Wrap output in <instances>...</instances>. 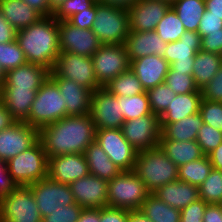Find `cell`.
<instances>
[{"mask_svg":"<svg viewBox=\"0 0 222 222\" xmlns=\"http://www.w3.org/2000/svg\"><path fill=\"white\" fill-rule=\"evenodd\" d=\"M96 128L90 114L66 116L39 130V140L48 158L68 154H84L95 141Z\"/></svg>","mask_w":222,"mask_h":222,"instance_id":"6da1fadb","label":"cell"},{"mask_svg":"<svg viewBox=\"0 0 222 222\" xmlns=\"http://www.w3.org/2000/svg\"><path fill=\"white\" fill-rule=\"evenodd\" d=\"M16 41L27 63L42 65L51 71L60 53L58 21L53 16L42 17L17 31Z\"/></svg>","mask_w":222,"mask_h":222,"instance_id":"7a4b0ae2","label":"cell"},{"mask_svg":"<svg viewBox=\"0 0 222 222\" xmlns=\"http://www.w3.org/2000/svg\"><path fill=\"white\" fill-rule=\"evenodd\" d=\"M133 171L150 193L178 180V166L166 156L160 146L138 152Z\"/></svg>","mask_w":222,"mask_h":222,"instance_id":"3957f363","label":"cell"},{"mask_svg":"<svg viewBox=\"0 0 222 222\" xmlns=\"http://www.w3.org/2000/svg\"><path fill=\"white\" fill-rule=\"evenodd\" d=\"M64 117H66V105L59 92V87L49 76L37 91L25 123L40 130Z\"/></svg>","mask_w":222,"mask_h":222,"instance_id":"277c9868","label":"cell"},{"mask_svg":"<svg viewBox=\"0 0 222 222\" xmlns=\"http://www.w3.org/2000/svg\"><path fill=\"white\" fill-rule=\"evenodd\" d=\"M107 206L127 210H140L151 194L139 176L133 171H121L108 181Z\"/></svg>","mask_w":222,"mask_h":222,"instance_id":"5b68a950","label":"cell"},{"mask_svg":"<svg viewBox=\"0 0 222 222\" xmlns=\"http://www.w3.org/2000/svg\"><path fill=\"white\" fill-rule=\"evenodd\" d=\"M92 31L102 45L124 44L129 33L128 10L96 1Z\"/></svg>","mask_w":222,"mask_h":222,"instance_id":"8992f818","label":"cell"},{"mask_svg":"<svg viewBox=\"0 0 222 222\" xmlns=\"http://www.w3.org/2000/svg\"><path fill=\"white\" fill-rule=\"evenodd\" d=\"M6 163L9 174L17 186H28L47 178L48 175V156L40 140Z\"/></svg>","mask_w":222,"mask_h":222,"instance_id":"52a82bcc","label":"cell"},{"mask_svg":"<svg viewBox=\"0 0 222 222\" xmlns=\"http://www.w3.org/2000/svg\"><path fill=\"white\" fill-rule=\"evenodd\" d=\"M0 219L4 222H42V216L29 186H17L0 199Z\"/></svg>","mask_w":222,"mask_h":222,"instance_id":"ba28073f","label":"cell"},{"mask_svg":"<svg viewBox=\"0 0 222 222\" xmlns=\"http://www.w3.org/2000/svg\"><path fill=\"white\" fill-rule=\"evenodd\" d=\"M49 76L73 80L92 91L102 88L95 76L92 57L60 52Z\"/></svg>","mask_w":222,"mask_h":222,"instance_id":"9c48e42d","label":"cell"},{"mask_svg":"<svg viewBox=\"0 0 222 222\" xmlns=\"http://www.w3.org/2000/svg\"><path fill=\"white\" fill-rule=\"evenodd\" d=\"M92 60L96 79L102 87L130 69V61L124 44L101 45L92 55Z\"/></svg>","mask_w":222,"mask_h":222,"instance_id":"30bf717a","label":"cell"},{"mask_svg":"<svg viewBox=\"0 0 222 222\" xmlns=\"http://www.w3.org/2000/svg\"><path fill=\"white\" fill-rule=\"evenodd\" d=\"M121 129L124 138L138 152L159 146L162 128L158 115L151 113L124 121Z\"/></svg>","mask_w":222,"mask_h":222,"instance_id":"8fae6325","label":"cell"},{"mask_svg":"<svg viewBox=\"0 0 222 222\" xmlns=\"http://www.w3.org/2000/svg\"><path fill=\"white\" fill-rule=\"evenodd\" d=\"M28 186L33 192L42 218L63 206L76 203L69 185L55 182L48 177Z\"/></svg>","mask_w":222,"mask_h":222,"instance_id":"7c38bea8","label":"cell"},{"mask_svg":"<svg viewBox=\"0 0 222 222\" xmlns=\"http://www.w3.org/2000/svg\"><path fill=\"white\" fill-rule=\"evenodd\" d=\"M95 140L122 171L134 169L138 151L124 138L121 128L96 129Z\"/></svg>","mask_w":222,"mask_h":222,"instance_id":"4fadbf2b","label":"cell"},{"mask_svg":"<svg viewBox=\"0 0 222 222\" xmlns=\"http://www.w3.org/2000/svg\"><path fill=\"white\" fill-rule=\"evenodd\" d=\"M89 114L96 129L122 128L124 122L118 96L104 87L92 92Z\"/></svg>","mask_w":222,"mask_h":222,"instance_id":"5bb4252c","label":"cell"},{"mask_svg":"<svg viewBox=\"0 0 222 222\" xmlns=\"http://www.w3.org/2000/svg\"><path fill=\"white\" fill-rule=\"evenodd\" d=\"M58 32L60 52L92 57L102 45L92 29L78 28L68 20L58 21Z\"/></svg>","mask_w":222,"mask_h":222,"instance_id":"9a60e30c","label":"cell"},{"mask_svg":"<svg viewBox=\"0 0 222 222\" xmlns=\"http://www.w3.org/2000/svg\"><path fill=\"white\" fill-rule=\"evenodd\" d=\"M201 41L197 32L185 31L179 40L167 43L163 58L174 71L192 75L195 55L201 50Z\"/></svg>","mask_w":222,"mask_h":222,"instance_id":"2e32d148","label":"cell"},{"mask_svg":"<svg viewBox=\"0 0 222 222\" xmlns=\"http://www.w3.org/2000/svg\"><path fill=\"white\" fill-rule=\"evenodd\" d=\"M39 140V130L25 122H16L0 131V159L4 162L28 150Z\"/></svg>","mask_w":222,"mask_h":222,"instance_id":"e0dca14e","label":"cell"},{"mask_svg":"<svg viewBox=\"0 0 222 222\" xmlns=\"http://www.w3.org/2000/svg\"><path fill=\"white\" fill-rule=\"evenodd\" d=\"M76 203L83 208L100 209L107 206L108 181L88 174L69 184Z\"/></svg>","mask_w":222,"mask_h":222,"instance_id":"ac0fdd59","label":"cell"},{"mask_svg":"<svg viewBox=\"0 0 222 222\" xmlns=\"http://www.w3.org/2000/svg\"><path fill=\"white\" fill-rule=\"evenodd\" d=\"M88 174L84 154L68 153L48 158L47 177L55 182L69 185Z\"/></svg>","mask_w":222,"mask_h":222,"instance_id":"d6986e66","label":"cell"},{"mask_svg":"<svg viewBox=\"0 0 222 222\" xmlns=\"http://www.w3.org/2000/svg\"><path fill=\"white\" fill-rule=\"evenodd\" d=\"M171 5L162 0H138L129 9V31H154Z\"/></svg>","mask_w":222,"mask_h":222,"instance_id":"ffe728a7","label":"cell"},{"mask_svg":"<svg viewBox=\"0 0 222 222\" xmlns=\"http://www.w3.org/2000/svg\"><path fill=\"white\" fill-rule=\"evenodd\" d=\"M59 87L66 105V116H80L90 113L92 90L75 81L60 76H50Z\"/></svg>","mask_w":222,"mask_h":222,"instance_id":"44dd1931","label":"cell"},{"mask_svg":"<svg viewBox=\"0 0 222 222\" xmlns=\"http://www.w3.org/2000/svg\"><path fill=\"white\" fill-rule=\"evenodd\" d=\"M170 64L157 55H150L130 61V70L138 77L145 91L165 82Z\"/></svg>","mask_w":222,"mask_h":222,"instance_id":"7402d4cb","label":"cell"},{"mask_svg":"<svg viewBox=\"0 0 222 222\" xmlns=\"http://www.w3.org/2000/svg\"><path fill=\"white\" fill-rule=\"evenodd\" d=\"M129 61L150 55L163 57L167 43L154 31H129L124 43Z\"/></svg>","mask_w":222,"mask_h":222,"instance_id":"603a6c76","label":"cell"},{"mask_svg":"<svg viewBox=\"0 0 222 222\" xmlns=\"http://www.w3.org/2000/svg\"><path fill=\"white\" fill-rule=\"evenodd\" d=\"M50 70L34 63H26L5 73L1 88L40 89Z\"/></svg>","mask_w":222,"mask_h":222,"instance_id":"cb8c5ba5","label":"cell"},{"mask_svg":"<svg viewBox=\"0 0 222 222\" xmlns=\"http://www.w3.org/2000/svg\"><path fill=\"white\" fill-rule=\"evenodd\" d=\"M152 194L180 211L200 198L199 187L179 180L161 186Z\"/></svg>","mask_w":222,"mask_h":222,"instance_id":"d4e9b609","label":"cell"},{"mask_svg":"<svg viewBox=\"0 0 222 222\" xmlns=\"http://www.w3.org/2000/svg\"><path fill=\"white\" fill-rule=\"evenodd\" d=\"M38 90L1 88L0 101L17 122H26Z\"/></svg>","mask_w":222,"mask_h":222,"instance_id":"484cf974","label":"cell"},{"mask_svg":"<svg viewBox=\"0 0 222 222\" xmlns=\"http://www.w3.org/2000/svg\"><path fill=\"white\" fill-rule=\"evenodd\" d=\"M0 11L16 31L35 24L43 17L23 0H0Z\"/></svg>","mask_w":222,"mask_h":222,"instance_id":"4316f807","label":"cell"},{"mask_svg":"<svg viewBox=\"0 0 222 222\" xmlns=\"http://www.w3.org/2000/svg\"><path fill=\"white\" fill-rule=\"evenodd\" d=\"M203 124L204 122L199 112L173 123H161L160 140H196L198 131Z\"/></svg>","mask_w":222,"mask_h":222,"instance_id":"83f0119b","label":"cell"},{"mask_svg":"<svg viewBox=\"0 0 222 222\" xmlns=\"http://www.w3.org/2000/svg\"><path fill=\"white\" fill-rule=\"evenodd\" d=\"M84 156L88 164L89 174L100 179L110 181L122 171L110 160L96 140L86 148Z\"/></svg>","mask_w":222,"mask_h":222,"instance_id":"f1b7e54d","label":"cell"},{"mask_svg":"<svg viewBox=\"0 0 222 222\" xmlns=\"http://www.w3.org/2000/svg\"><path fill=\"white\" fill-rule=\"evenodd\" d=\"M201 101V92L176 95L167 109L159 116L161 123H173L198 113Z\"/></svg>","mask_w":222,"mask_h":222,"instance_id":"f546056e","label":"cell"},{"mask_svg":"<svg viewBox=\"0 0 222 222\" xmlns=\"http://www.w3.org/2000/svg\"><path fill=\"white\" fill-rule=\"evenodd\" d=\"M159 146L166 156L178 167L204 156L196 140H160Z\"/></svg>","mask_w":222,"mask_h":222,"instance_id":"4dcf8cb0","label":"cell"},{"mask_svg":"<svg viewBox=\"0 0 222 222\" xmlns=\"http://www.w3.org/2000/svg\"><path fill=\"white\" fill-rule=\"evenodd\" d=\"M221 66V55L199 50L195 55L192 71L196 86L202 89L213 79Z\"/></svg>","mask_w":222,"mask_h":222,"instance_id":"1f68e13d","label":"cell"},{"mask_svg":"<svg viewBox=\"0 0 222 222\" xmlns=\"http://www.w3.org/2000/svg\"><path fill=\"white\" fill-rule=\"evenodd\" d=\"M171 7L186 31L197 32L200 18L206 10L205 0H175Z\"/></svg>","mask_w":222,"mask_h":222,"instance_id":"d6a6232c","label":"cell"},{"mask_svg":"<svg viewBox=\"0 0 222 222\" xmlns=\"http://www.w3.org/2000/svg\"><path fill=\"white\" fill-rule=\"evenodd\" d=\"M152 222H180V210L175 209L154 194H150L140 209Z\"/></svg>","mask_w":222,"mask_h":222,"instance_id":"836d02e7","label":"cell"},{"mask_svg":"<svg viewBox=\"0 0 222 222\" xmlns=\"http://www.w3.org/2000/svg\"><path fill=\"white\" fill-rule=\"evenodd\" d=\"M207 155L178 167V180L199 187L212 171Z\"/></svg>","mask_w":222,"mask_h":222,"instance_id":"e575fe53","label":"cell"},{"mask_svg":"<svg viewBox=\"0 0 222 222\" xmlns=\"http://www.w3.org/2000/svg\"><path fill=\"white\" fill-rule=\"evenodd\" d=\"M104 88L118 97H131L145 92L138 77L130 69L116 76Z\"/></svg>","mask_w":222,"mask_h":222,"instance_id":"d590c367","label":"cell"},{"mask_svg":"<svg viewBox=\"0 0 222 222\" xmlns=\"http://www.w3.org/2000/svg\"><path fill=\"white\" fill-rule=\"evenodd\" d=\"M124 121L150 115L149 100L146 91L131 97H118Z\"/></svg>","mask_w":222,"mask_h":222,"instance_id":"8d00e7d4","label":"cell"},{"mask_svg":"<svg viewBox=\"0 0 222 222\" xmlns=\"http://www.w3.org/2000/svg\"><path fill=\"white\" fill-rule=\"evenodd\" d=\"M158 36L166 43L175 42L186 31L176 12L170 7L155 28Z\"/></svg>","mask_w":222,"mask_h":222,"instance_id":"74e56055","label":"cell"},{"mask_svg":"<svg viewBox=\"0 0 222 222\" xmlns=\"http://www.w3.org/2000/svg\"><path fill=\"white\" fill-rule=\"evenodd\" d=\"M199 197L207 204L222 203L221 170L212 169L205 181L199 186Z\"/></svg>","mask_w":222,"mask_h":222,"instance_id":"f35d334b","label":"cell"},{"mask_svg":"<svg viewBox=\"0 0 222 222\" xmlns=\"http://www.w3.org/2000/svg\"><path fill=\"white\" fill-rule=\"evenodd\" d=\"M150 110L153 114L160 116L176 97L166 83L157 85L156 87L146 91Z\"/></svg>","mask_w":222,"mask_h":222,"instance_id":"ab89813d","label":"cell"},{"mask_svg":"<svg viewBox=\"0 0 222 222\" xmlns=\"http://www.w3.org/2000/svg\"><path fill=\"white\" fill-rule=\"evenodd\" d=\"M26 63L24 52L16 40L9 43H0V66L5 73Z\"/></svg>","mask_w":222,"mask_h":222,"instance_id":"60d3db41","label":"cell"},{"mask_svg":"<svg viewBox=\"0 0 222 222\" xmlns=\"http://www.w3.org/2000/svg\"><path fill=\"white\" fill-rule=\"evenodd\" d=\"M164 83H166L168 88L174 91L176 95L201 92L196 86L192 75L176 72L171 67L165 77Z\"/></svg>","mask_w":222,"mask_h":222,"instance_id":"b9f144b4","label":"cell"},{"mask_svg":"<svg viewBox=\"0 0 222 222\" xmlns=\"http://www.w3.org/2000/svg\"><path fill=\"white\" fill-rule=\"evenodd\" d=\"M199 113L204 124L210 125L222 132V102L202 99Z\"/></svg>","mask_w":222,"mask_h":222,"instance_id":"7bdbcfd3","label":"cell"},{"mask_svg":"<svg viewBox=\"0 0 222 222\" xmlns=\"http://www.w3.org/2000/svg\"><path fill=\"white\" fill-rule=\"evenodd\" d=\"M196 142L201 147L203 154L208 155L222 143V132L210 125L203 124L198 131Z\"/></svg>","mask_w":222,"mask_h":222,"instance_id":"ee69618b","label":"cell"},{"mask_svg":"<svg viewBox=\"0 0 222 222\" xmlns=\"http://www.w3.org/2000/svg\"><path fill=\"white\" fill-rule=\"evenodd\" d=\"M96 0H66L53 13L57 21L68 20L72 15L90 8Z\"/></svg>","mask_w":222,"mask_h":222,"instance_id":"f6af8a7d","label":"cell"},{"mask_svg":"<svg viewBox=\"0 0 222 222\" xmlns=\"http://www.w3.org/2000/svg\"><path fill=\"white\" fill-rule=\"evenodd\" d=\"M83 207L77 203L63 206L62 209L51 212L42 218V222H77Z\"/></svg>","mask_w":222,"mask_h":222,"instance_id":"bcb514c9","label":"cell"},{"mask_svg":"<svg viewBox=\"0 0 222 222\" xmlns=\"http://www.w3.org/2000/svg\"><path fill=\"white\" fill-rule=\"evenodd\" d=\"M200 90L202 99L222 102V66L213 79Z\"/></svg>","mask_w":222,"mask_h":222,"instance_id":"7dc6e473","label":"cell"},{"mask_svg":"<svg viewBox=\"0 0 222 222\" xmlns=\"http://www.w3.org/2000/svg\"><path fill=\"white\" fill-rule=\"evenodd\" d=\"M207 203L198 199L180 211V222H203Z\"/></svg>","mask_w":222,"mask_h":222,"instance_id":"c3c4849f","label":"cell"},{"mask_svg":"<svg viewBox=\"0 0 222 222\" xmlns=\"http://www.w3.org/2000/svg\"><path fill=\"white\" fill-rule=\"evenodd\" d=\"M215 32H222V19L215 15H210V11L205 10L200 18L197 33L202 38Z\"/></svg>","mask_w":222,"mask_h":222,"instance_id":"681fc988","label":"cell"},{"mask_svg":"<svg viewBox=\"0 0 222 222\" xmlns=\"http://www.w3.org/2000/svg\"><path fill=\"white\" fill-rule=\"evenodd\" d=\"M96 14V2L88 9H84L79 13L72 15L68 21L82 29H92L94 17Z\"/></svg>","mask_w":222,"mask_h":222,"instance_id":"f907efd6","label":"cell"},{"mask_svg":"<svg viewBox=\"0 0 222 222\" xmlns=\"http://www.w3.org/2000/svg\"><path fill=\"white\" fill-rule=\"evenodd\" d=\"M100 222H128V210L123 208H100Z\"/></svg>","mask_w":222,"mask_h":222,"instance_id":"816d5d0a","label":"cell"},{"mask_svg":"<svg viewBox=\"0 0 222 222\" xmlns=\"http://www.w3.org/2000/svg\"><path fill=\"white\" fill-rule=\"evenodd\" d=\"M17 184L12 180L7 163L0 159V199L9 195Z\"/></svg>","mask_w":222,"mask_h":222,"instance_id":"f5cc1de1","label":"cell"},{"mask_svg":"<svg viewBox=\"0 0 222 222\" xmlns=\"http://www.w3.org/2000/svg\"><path fill=\"white\" fill-rule=\"evenodd\" d=\"M201 50L220 55L222 53V32L210 33V35L202 37Z\"/></svg>","mask_w":222,"mask_h":222,"instance_id":"db71d44e","label":"cell"},{"mask_svg":"<svg viewBox=\"0 0 222 222\" xmlns=\"http://www.w3.org/2000/svg\"><path fill=\"white\" fill-rule=\"evenodd\" d=\"M16 30L5 20L0 11V43H9L16 40Z\"/></svg>","mask_w":222,"mask_h":222,"instance_id":"11a10c76","label":"cell"},{"mask_svg":"<svg viewBox=\"0 0 222 222\" xmlns=\"http://www.w3.org/2000/svg\"><path fill=\"white\" fill-rule=\"evenodd\" d=\"M203 222H222L221 204H207L203 216Z\"/></svg>","mask_w":222,"mask_h":222,"instance_id":"9f6ffc18","label":"cell"},{"mask_svg":"<svg viewBox=\"0 0 222 222\" xmlns=\"http://www.w3.org/2000/svg\"><path fill=\"white\" fill-rule=\"evenodd\" d=\"M30 7L38 11L43 17L50 16V4L48 0H23Z\"/></svg>","mask_w":222,"mask_h":222,"instance_id":"6f0895ef","label":"cell"},{"mask_svg":"<svg viewBox=\"0 0 222 222\" xmlns=\"http://www.w3.org/2000/svg\"><path fill=\"white\" fill-rule=\"evenodd\" d=\"M17 121L12 114L7 110L5 105L0 101V131L9 128Z\"/></svg>","mask_w":222,"mask_h":222,"instance_id":"680465c9","label":"cell"},{"mask_svg":"<svg viewBox=\"0 0 222 222\" xmlns=\"http://www.w3.org/2000/svg\"><path fill=\"white\" fill-rule=\"evenodd\" d=\"M77 222H100V209L83 208Z\"/></svg>","mask_w":222,"mask_h":222,"instance_id":"91938a15","label":"cell"},{"mask_svg":"<svg viewBox=\"0 0 222 222\" xmlns=\"http://www.w3.org/2000/svg\"><path fill=\"white\" fill-rule=\"evenodd\" d=\"M208 158L215 170H222V143L219 144L215 150L210 152Z\"/></svg>","mask_w":222,"mask_h":222,"instance_id":"94428289","label":"cell"},{"mask_svg":"<svg viewBox=\"0 0 222 222\" xmlns=\"http://www.w3.org/2000/svg\"><path fill=\"white\" fill-rule=\"evenodd\" d=\"M206 10L210 11V15H215L222 19V0H205Z\"/></svg>","mask_w":222,"mask_h":222,"instance_id":"6125c7cd","label":"cell"},{"mask_svg":"<svg viewBox=\"0 0 222 222\" xmlns=\"http://www.w3.org/2000/svg\"><path fill=\"white\" fill-rule=\"evenodd\" d=\"M138 0H97V2L128 10Z\"/></svg>","mask_w":222,"mask_h":222,"instance_id":"be15d7a7","label":"cell"},{"mask_svg":"<svg viewBox=\"0 0 222 222\" xmlns=\"http://www.w3.org/2000/svg\"><path fill=\"white\" fill-rule=\"evenodd\" d=\"M128 222H152L141 210H128Z\"/></svg>","mask_w":222,"mask_h":222,"instance_id":"e7e4bbea","label":"cell"},{"mask_svg":"<svg viewBox=\"0 0 222 222\" xmlns=\"http://www.w3.org/2000/svg\"><path fill=\"white\" fill-rule=\"evenodd\" d=\"M50 4V16L58 9V7L66 0H48Z\"/></svg>","mask_w":222,"mask_h":222,"instance_id":"03108f58","label":"cell"},{"mask_svg":"<svg viewBox=\"0 0 222 222\" xmlns=\"http://www.w3.org/2000/svg\"><path fill=\"white\" fill-rule=\"evenodd\" d=\"M4 80H5V72L2 69V67L0 66V87L3 85Z\"/></svg>","mask_w":222,"mask_h":222,"instance_id":"003e7915","label":"cell"},{"mask_svg":"<svg viewBox=\"0 0 222 222\" xmlns=\"http://www.w3.org/2000/svg\"><path fill=\"white\" fill-rule=\"evenodd\" d=\"M162 1H166L171 5L175 0H162Z\"/></svg>","mask_w":222,"mask_h":222,"instance_id":"a7ac6f4b","label":"cell"}]
</instances>
